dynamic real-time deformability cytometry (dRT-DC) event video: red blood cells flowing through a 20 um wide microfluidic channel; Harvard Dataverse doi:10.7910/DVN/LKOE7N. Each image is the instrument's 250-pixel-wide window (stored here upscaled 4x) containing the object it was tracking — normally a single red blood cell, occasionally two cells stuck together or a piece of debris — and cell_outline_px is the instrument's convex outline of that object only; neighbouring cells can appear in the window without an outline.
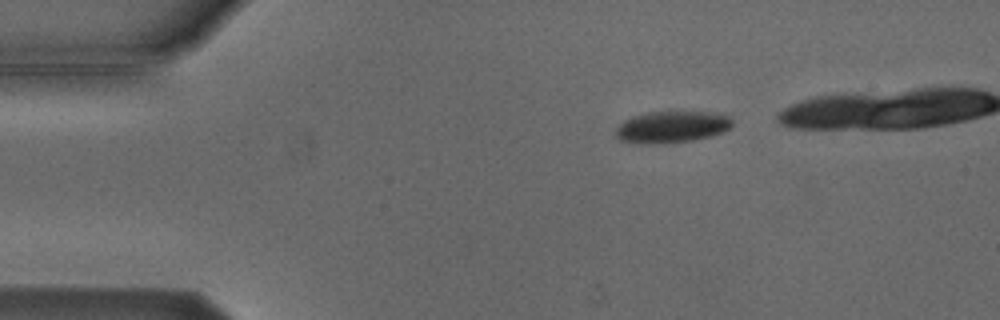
{"species": "Egyptian fruit bat (a non-hibernating species)", "species_latin": "Rousettus aegyptiacus", "temperature_condition": "cold", "stored_images_in_passage": 5, "segment_of_instrument_passage": [1, 2], "camera_frame_rate_fps": 3000, "um_per_image_px": 0.085, "animal": {"sex": "male"}, "frame": {"image": 1, "passage_image": 1, "time_ms": 0.0, "image_size_px": [1000, 320], "cell_outline_px": [[732, 124], [728, 128], [712, 136], [692, 140], [664, 144], [636, 144], [616, 140], [616, 128], [624, 120], [632, 116], [648, 112], [684, 108], [712, 112], [728, 116], [732, 120]], "centroid_in_image_um": [57.06, 10.75], "position_along_channel_um": 27.9, "area_um2": 22.6}}
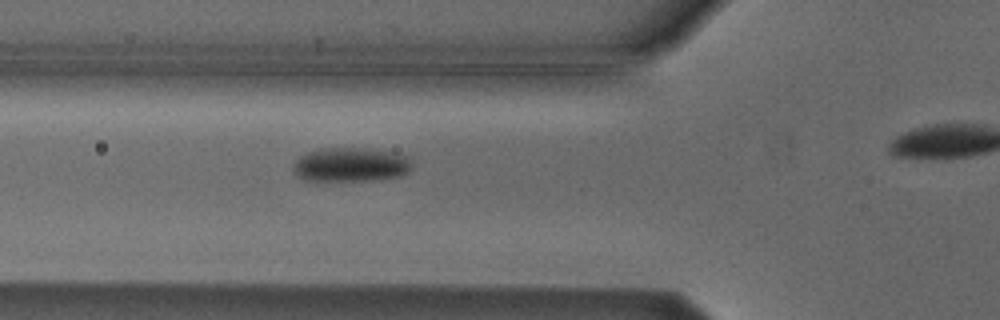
{"frame": {"image": 2, "passage_image": 4, "time_ms": 3.333, "image_size_px": [1000, 320], "cell_outline_px": [[412, 168], [408, 172], [400, 176], [380, 180], [304, 180], [296, 176], [292, 172], [292, 164], [300, 156], [308, 152], [320, 148], [364, 148], [392, 152], [408, 156], [412, 164]], "centroid_in_image_um": [29.8, 14.0], "position_along_channel_um": 96.0, "area_um2": 23.87}}